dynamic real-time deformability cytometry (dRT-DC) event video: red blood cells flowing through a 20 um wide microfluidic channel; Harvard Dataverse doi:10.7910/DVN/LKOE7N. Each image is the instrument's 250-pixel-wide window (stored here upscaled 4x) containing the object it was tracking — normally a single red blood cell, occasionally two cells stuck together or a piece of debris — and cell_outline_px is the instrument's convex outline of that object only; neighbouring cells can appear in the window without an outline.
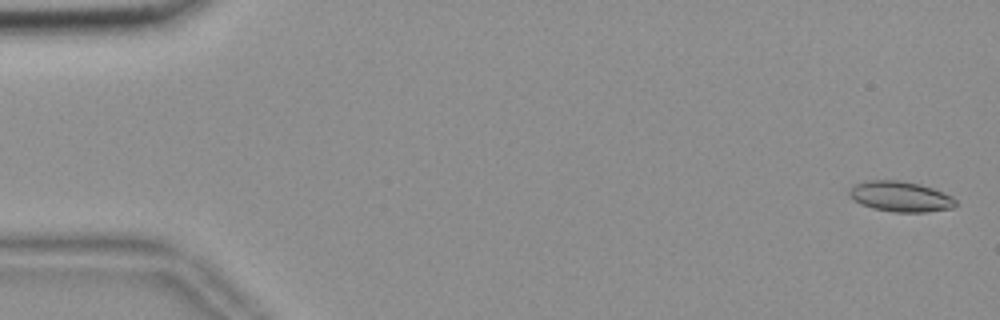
{"species": "common noctule bat (a hibernating species)", "species_latin": "Nyctalus noctula", "temperature_condition": "room temperature", "stored_images_in_passage": 17, "camera_frame_rate_fps": 3000, "um_per_image_px": 0.085, "animal": {"sex": "female", "body_mass_g": 18.4}, "frame": {"image": 1, "passage_image": 2, "time_ms": 0.333, "image_size_px": [1000, 320], "cell_outline_px": [[956, 204], [952, 208], [928, 212], [892, 212], [872, 208], [860, 204], [852, 200], [848, 196], [848, 192], [856, 184], [864, 180], [900, 180], [920, 184], [932, 188], [952, 196], [956, 200]], "centroid_in_image_um": [76.51, 16.71], "position_along_channel_um": 8.5, "area_um2": 19.02}}
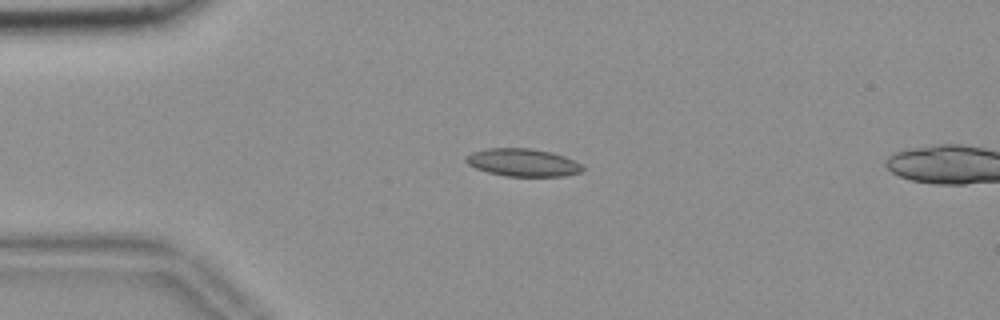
{"frame": {"image": 2, "passage_image": 14, "time_ms": 4.333, "image_size_px": [1000, 320], "cell_outline_px": [[584, 168], [580, 172], [564, 176], [504, 176], [488, 172], [476, 168], [468, 164], [464, 160], [464, 156], [472, 152], [488, 148], [532, 148], [552, 152], [564, 156], [580, 164]], "centroid_in_image_um": [44.4, 13.81], "position_along_channel_um": 40.6, "area_um2": 18.84}}